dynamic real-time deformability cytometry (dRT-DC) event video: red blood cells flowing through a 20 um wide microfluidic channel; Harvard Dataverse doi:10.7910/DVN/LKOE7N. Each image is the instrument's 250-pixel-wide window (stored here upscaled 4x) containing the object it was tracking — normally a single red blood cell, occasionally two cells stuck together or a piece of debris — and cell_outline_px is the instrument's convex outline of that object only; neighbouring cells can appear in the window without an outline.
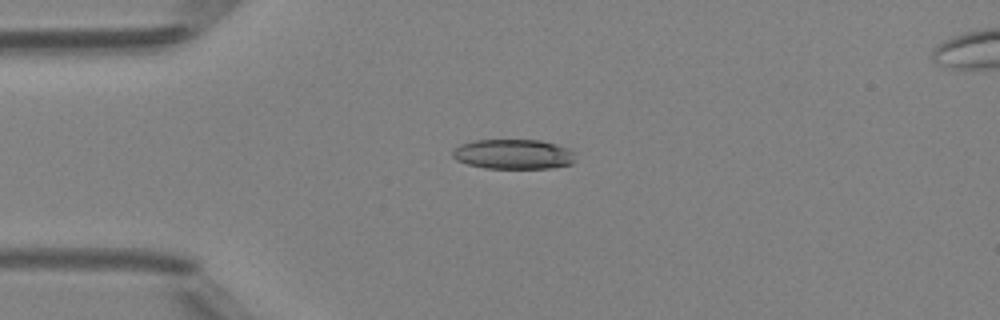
{"species": "Egyptian fruit bat (a non-hibernating species)", "species_latin": "Rousettus aegyptiacus", "temperature_condition": "room temperature", "stored_images_in_passage": 40, "camera_frame_rate_fps": 3000, "um_per_image_px": 0.085, "animal": {"sex": "female"}, "frame": {"image": 1, "passage_image": 4, "time_ms": 1.0, "image_size_px": [1000, 320], "cell_outline_px": [[576, 160], [572, 164], [552, 168], [484, 168], [468, 164], [456, 160], [452, 156], [452, 152], [460, 144], [476, 140], [540, 140], [556, 144], [568, 148], [572, 152]], "centroid_in_image_um": [43.65, 13.11], "position_along_channel_um": 41.4, "area_um2": 21.39}}
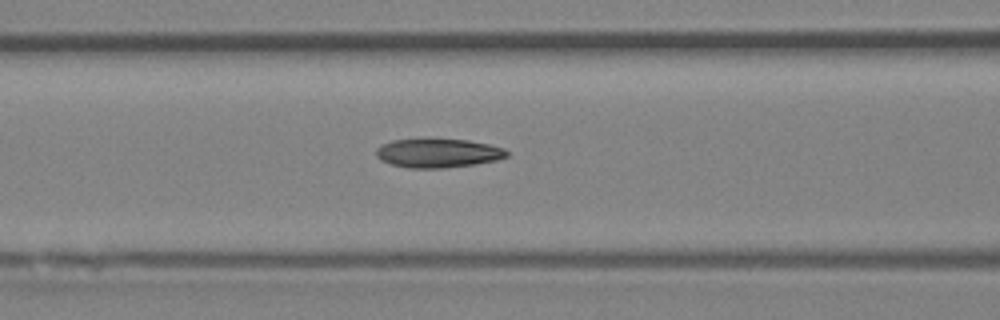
{"frame": {"image": 2, "passage_image": 12, "time_ms": 3.667, "image_size_px": [1000, 320], "cell_outline_px": [[508, 156], [496, 160], [476, 164], [444, 168], [408, 168], [392, 164], [380, 160], [376, 156], [376, 148], [380, 144], [392, 140], [468, 140], [488, 144], [504, 148], [508, 152]], "centroid_in_image_um": [37.22, 13.03], "position_along_channel_um": 129.4, "area_um2": 21.85}}
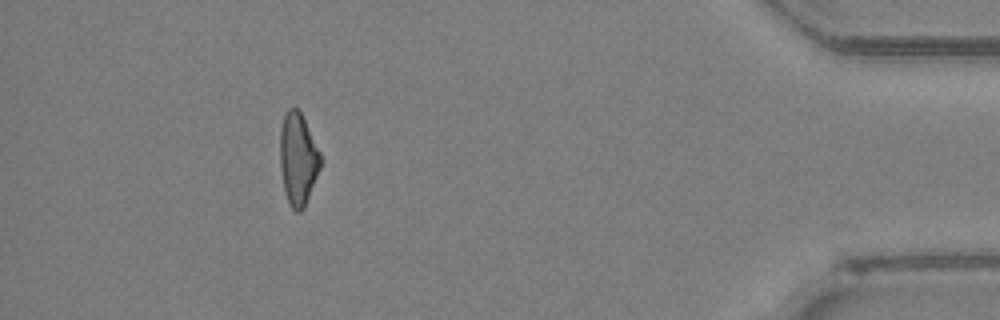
{"frame": {"image": 3, "passage_image": 36, "time_ms": 11.667, "image_size_px": [1000, 320], "cell_outline_px": [[320, 168], [304, 208], [300, 212], [296, 212], [292, 208], [284, 192], [280, 164], [280, 128], [284, 112], [288, 108], [296, 108], [300, 112], [320, 152]], "centroid_in_image_um": [25.31, 13.51], "position_along_channel_um": 409.9, "area_um2": 21.56}, "authors_computed_cell_mechanics": {"area_um2": 22.1085, "velocity_mm_per_s": 4.2452, "shape_relaxation_time_tau1_ms": 8.5026, "shape_relaxation_time_tau2_ms": 2.8494, "deformation_change_tau1": 0.2281, "deformation_change_tau2": 0.1034}}